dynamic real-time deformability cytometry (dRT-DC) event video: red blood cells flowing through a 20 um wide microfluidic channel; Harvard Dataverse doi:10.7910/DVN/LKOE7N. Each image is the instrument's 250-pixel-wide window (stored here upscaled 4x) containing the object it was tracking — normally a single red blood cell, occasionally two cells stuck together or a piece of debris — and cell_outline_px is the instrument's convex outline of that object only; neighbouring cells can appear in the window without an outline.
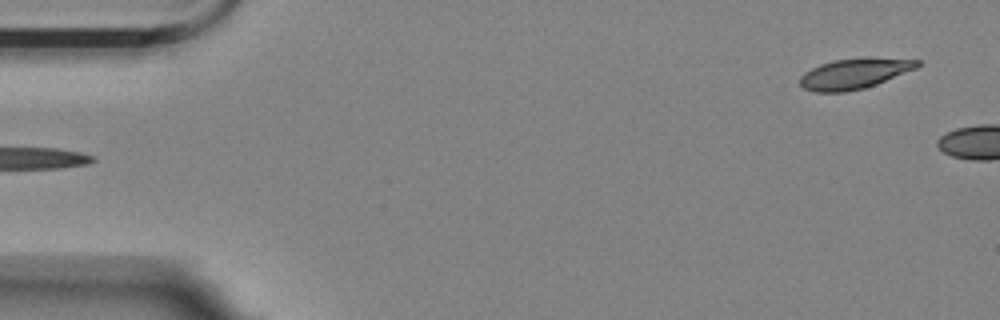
{"species": "Egyptian fruit bat (a non-hibernating species)", "species_latin": "Rousettus aegyptiacus", "temperature_condition": "room temperature", "stored_images_in_passage": 6, "segment_of_instrument_passage": [2, 2], "camera_frame_rate_fps": 3000, "um_per_image_px": 0.085, "animal": {"sex": "female"}, "frame": {"image": 1, "passage_image": 6, "time_ms": 1.667, "image_size_px": [1000, 320], "cell_outline_px": [[920, 64], [916, 68], [876, 84], [864, 88], [848, 92], [816, 92], [804, 88], [800, 84], [800, 76], [804, 72], [820, 64], [832, 60], [868, 56], [920, 60]], "centroid_in_image_um": [72.62, 6.23], "position_along_channel_um": 12.4, "area_um2": 21.04}}